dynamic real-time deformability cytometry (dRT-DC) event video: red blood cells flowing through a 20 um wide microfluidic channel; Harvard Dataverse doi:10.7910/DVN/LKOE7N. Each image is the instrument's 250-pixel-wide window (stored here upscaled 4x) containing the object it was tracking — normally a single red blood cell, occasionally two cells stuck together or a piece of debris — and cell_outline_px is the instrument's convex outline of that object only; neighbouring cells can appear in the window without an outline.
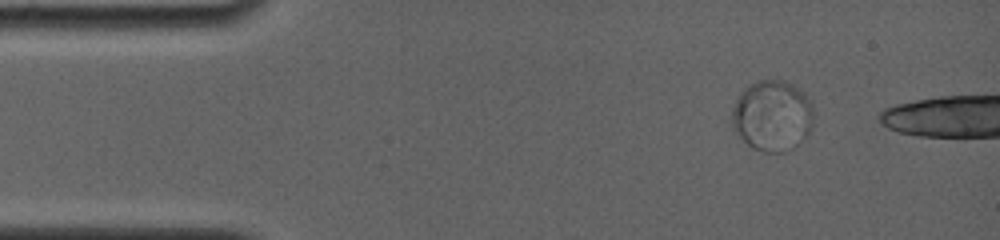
{"species": "common noctule bat (a hibernating species)", "species_latin": "Nyctalus noctula", "temperature_condition": "room temperature", "stored_images_in_passage": 9, "camera_frame_rate_fps": 4000, "um_per_image_px": 0.085, "animal": {"sex": "female", "body_mass_g": 19.0, "forearm_length_mm": 56.7}, "frame": {"image": 1, "passage_image": 3, "time_ms": 1.75, "image_size_px": [1000, 240], "cell_outline_px": [[812, 112], [808, 132], [792, 148], [784, 152], [764, 152], [752, 148], [736, 132], [728, 120], [732, 108], [740, 92], [744, 88], [760, 80], [784, 80], [792, 84], [804, 92], [808, 96]], "centroid_in_image_um": [65.58, 9.82], "position_along_channel_um": 19.4, "area_um2": 33.47}}
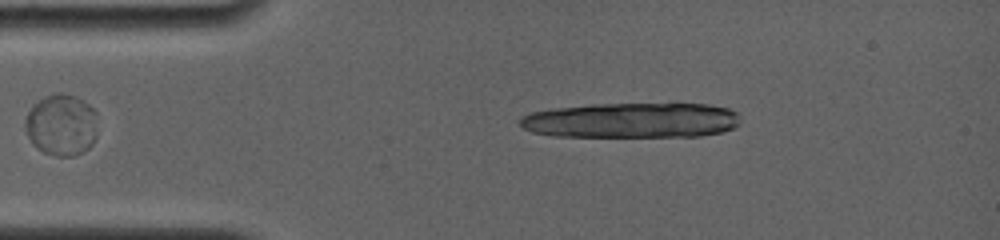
{"frame": {"image": 2, "passage_image": 7, "time_ms": 5.25, "image_size_px": [1000, 240], "cell_outline_px": [[96, 136], [92, 144], [84, 152], [72, 156], [56, 156], [44, 152], [32, 144], [28, 136], [24, 124], [24, 120], [32, 104], [36, 100], [44, 96], [56, 92], [64, 92], [84, 100], [96, 112]], "centroid_in_image_um": [5.2, 10.59], "position_along_channel_um": 79.8, "area_um2": 26.36}}
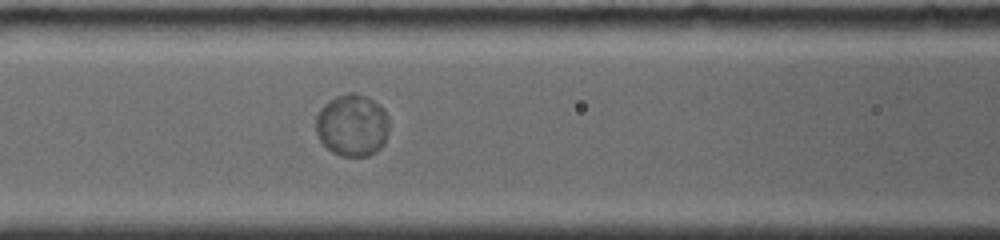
{"frame": {"image": 3, "passage_image": 9, "time_ms": 6.75, "image_size_px": [1000, 240], "cell_outline_px": [[388, 132], [384, 144], [376, 152], [368, 156], [344, 156], [332, 152], [320, 140], [316, 132], [316, 116], [320, 108], [328, 100], [336, 96], [348, 92], [356, 92], [372, 100], [384, 108], [388, 116]], "centroid_in_image_um": [29.94, 10.64], "position_along_channel_um": 136.7, "area_um2": 26.7}}